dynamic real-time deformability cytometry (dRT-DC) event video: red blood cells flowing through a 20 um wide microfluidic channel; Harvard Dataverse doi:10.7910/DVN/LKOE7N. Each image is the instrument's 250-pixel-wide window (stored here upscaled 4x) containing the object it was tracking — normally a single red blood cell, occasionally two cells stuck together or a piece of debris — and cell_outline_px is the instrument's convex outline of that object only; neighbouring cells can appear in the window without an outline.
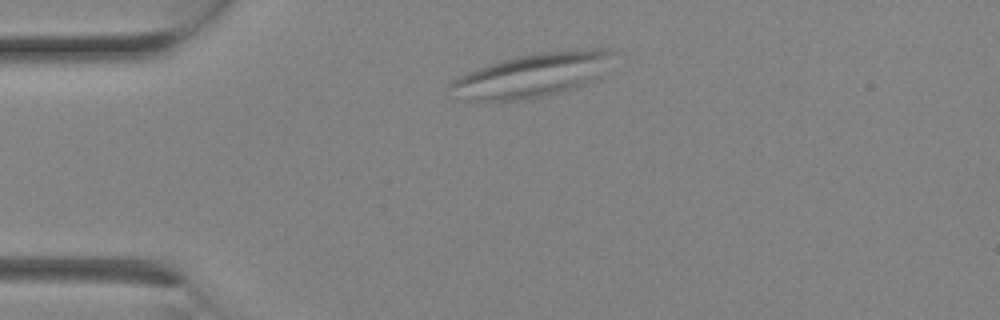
{"species": "Egyptian fruit bat (a non-hibernating species)", "species_latin": "Rousettus aegyptiacus", "temperature_condition": "room temperature", "stored_images_in_passage": 1, "camera_frame_rate_fps": 3000, "um_per_image_px": 0.085, "animal": {"sex": "female"}, "frame": {"image": 1, "passage_image": 1, "time_ms": 0.0, "image_size_px": [1000, 320], "cell_outline_px": [[616, 52], [600, 76], [596, 80], [576, 88], [564, 92], [528, 100], [500, 104], [496, 104], [464, 100], [448, 84], [452, 80], [464, 72], [500, 60], [516, 56], [536, 52], [576, 48], [616, 48]], "centroid_in_image_um": [45.27, 6.4], "position_along_channel_um": 39.7, "area_um2": 43.47}}